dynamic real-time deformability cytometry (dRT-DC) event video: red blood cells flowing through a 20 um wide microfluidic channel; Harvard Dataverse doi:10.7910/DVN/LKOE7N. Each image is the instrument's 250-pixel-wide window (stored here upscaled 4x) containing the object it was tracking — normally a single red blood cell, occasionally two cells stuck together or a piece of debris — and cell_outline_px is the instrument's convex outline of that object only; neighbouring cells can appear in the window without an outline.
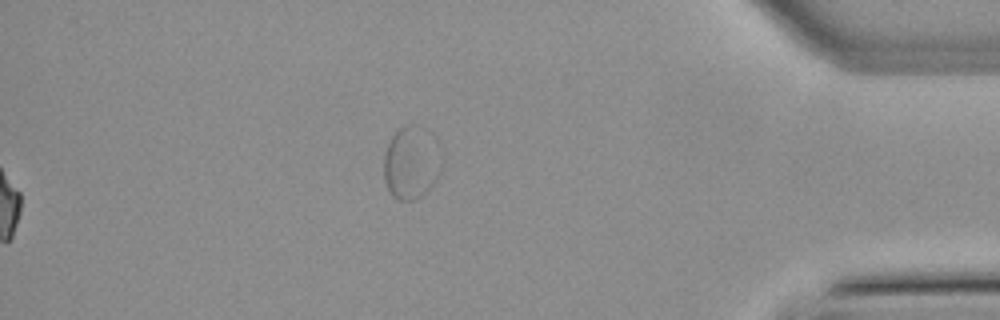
{"species": "common noctule bat (a hibernating species)", "species_latin": "Nyctalus noctula", "temperature_condition": "warm", "stored_images_in_passage": 37, "segment_of_instrument_passage": [2, 2], "camera_frame_rate_fps": 3000, "um_per_image_px": 0.085, "animal": {"sex": "male", "body_mass_g": 21.5, "forearm_length_mm": 52.0}, "frame": {"image": 1, "passage_image": 37, "time_ms": 12.0, "image_size_px": [1000, 320], "cell_outline_px": [[444, 160], [440, 172], [436, 180], [420, 196], [412, 200], [396, 200], [388, 192], [384, 180], [384, 152], [392, 136], [400, 128], [408, 124], [416, 124], [428, 128], [436, 136], [440, 144], [444, 156]], "centroid_in_image_um": [35.02, 13.77], "position_along_channel_um": 400.2, "area_um2": 25.55}}